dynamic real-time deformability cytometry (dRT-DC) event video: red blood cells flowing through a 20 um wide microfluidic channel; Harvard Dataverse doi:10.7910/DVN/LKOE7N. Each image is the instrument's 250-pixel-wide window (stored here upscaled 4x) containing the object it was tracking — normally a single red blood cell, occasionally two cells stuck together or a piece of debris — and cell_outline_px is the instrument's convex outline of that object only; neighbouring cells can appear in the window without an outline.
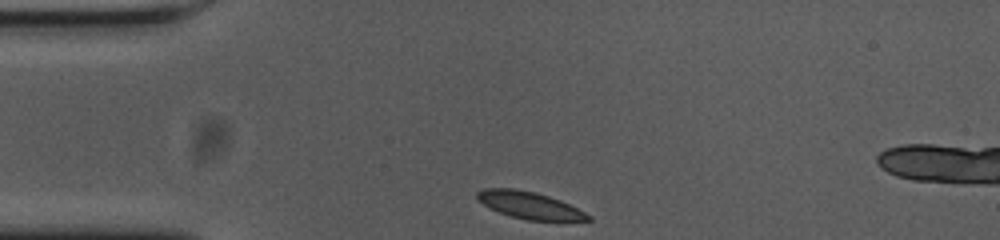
{"species": "common noctule bat (a hibernating species)", "species_latin": "Nyctalus noctula", "temperature_condition": "cold", "stored_images_in_passage": 33, "camera_frame_rate_fps": 3000, "um_per_image_px": 0.085, "animal": {"sex": "female", "body_mass_g": 23.0, "forearm_length_mm": 53.4}, "frame": {"image": 1, "passage_image": 1, "time_ms": 0.0, "image_size_px": [1000, 240], "cell_outline_px": [[592, 220], [528, 220], [512, 216], [500, 212], [476, 200], [476, 192], [484, 188], [516, 188], [536, 192], [560, 200], [592, 216]], "centroid_in_image_um": [44.98, 17.42], "position_along_channel_um": 40.0, "area_um2": 17.22}}
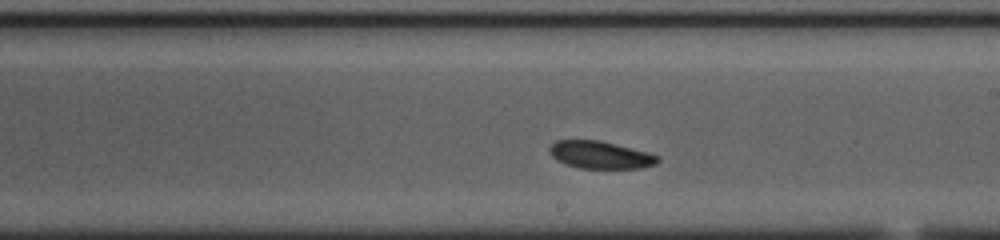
{"frame": {"image": 2, "passage_image": 20, "time_ms": 6.333, "image_size_px": [1000, 240], "cell_outline_px": [[660, 160], [656, 164], [640, 168], [580, 168], [564, 164], [556, 160], [548, 152], [548, 148], [556, 140], [600, 140], [648, 152], [660, 156]], "centroid_in_image_um": [51.01, 13.16], "position_along_channel_um": 238.0, "area_um2": 17.46}}
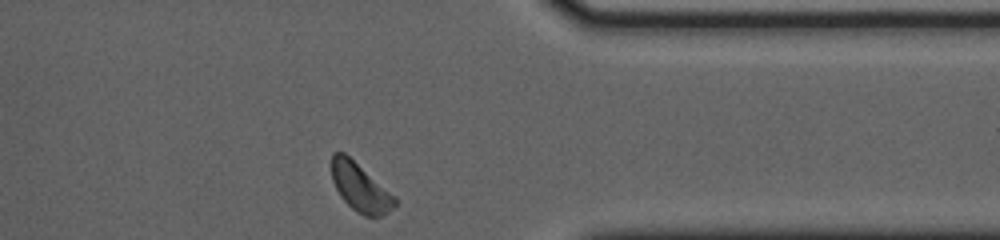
{"frame": {"image": 3, "passage_image": 33, "time_ms": 10.667, "image_size_px": [1000, 240], "cell_outline_px": [[396, 204], [384, 216], [364, 216], [356, 212], [340, 196], [332, 180], [332, 152], [344, 152], [396, 196]], "centroid_in_image_um": [30.63, 15.94], "position_along_channel_um": 380.8, "area_um2": 17.69}, "authors_computed_cell_mechanics": {"area_um2": 17.8602, "velocity_mm_per_s": 3.5605, "shape_relaxation_time_tau1_ms": 1.0336, "shape_relaxation_time_tau2_ms": 6.3212, "deformation_change_tau1": 0.0541, "deformation_change_tau2": 0.0866}}